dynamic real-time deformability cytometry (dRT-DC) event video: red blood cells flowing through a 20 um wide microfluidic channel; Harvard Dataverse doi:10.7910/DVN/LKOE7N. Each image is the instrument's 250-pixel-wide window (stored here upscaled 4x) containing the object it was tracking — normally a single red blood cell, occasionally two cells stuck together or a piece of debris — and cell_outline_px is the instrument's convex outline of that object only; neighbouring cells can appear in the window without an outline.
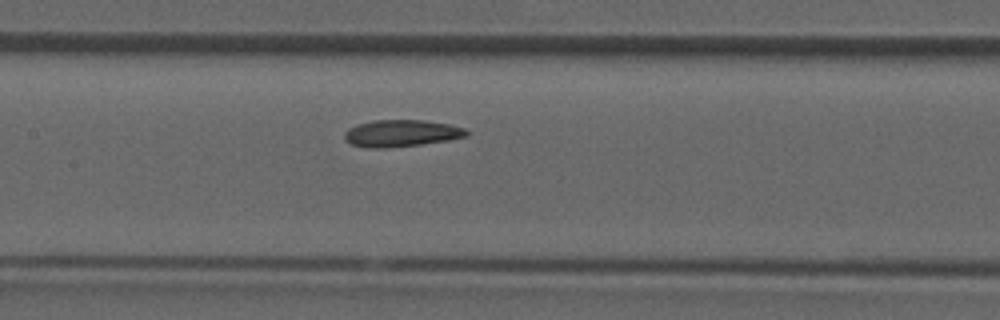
{"species": "common noctule bat (a hibernating species)", "species_latin": "Nyctalus noctula", "temperature_condition": "room temperature", "stored_images_in_passage": 28, "camera_frame_rate_fps": 3000, "um_per_image_px": 0.085, "animal": {"sex": "male", "forearm_length_mm": 52.5}, "frame": {"image": 1, "passage_image": 9, "time_ms": 2.667, "image_size_px": [1000, 320], "cell_outline_px": [[468, 136], [448, 140], [420, 144], [384, 148], [368, 148], [352, 144], [344, 140], [344, 132], [348, 128], [356, 124], [376, 120], [424, 120], [448, 124], [464, 128], [468, 132]], "centroid_in_image_um": [34.08, 11.32], "position_along_channel_um": 173.3, "area_um2": 19.07}}